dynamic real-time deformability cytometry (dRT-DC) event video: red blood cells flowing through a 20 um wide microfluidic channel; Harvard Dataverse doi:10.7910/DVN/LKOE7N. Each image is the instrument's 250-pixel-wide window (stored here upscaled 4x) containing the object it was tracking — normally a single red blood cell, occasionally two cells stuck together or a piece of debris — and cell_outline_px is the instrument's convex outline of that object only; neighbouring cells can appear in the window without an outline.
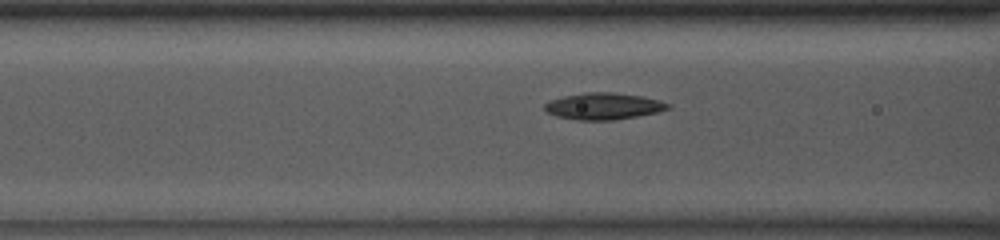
{"species": "common noctule bat (a hibernating species)", "species_latin": "Nyctalus noctula", "temperature_condition": "room temperature", "stored_images_in_passage": 52, "camera_frame_rate_fps": 3000, "um_per_image_px": 0.085, "animal": {"sex": "male", "body_mass_g": 13.0, "forearm_length_mm": 53.1}, "frame": {"image": 1, "passage_image": 22, "time_ms": 7.0, "image_size_px": [1000, 240], "cell_outline_px": [[672, 108], [656, 112], [636, 116], [612, 120], [576, 120], [556, 116], [548, 112], [544, 108], [544, 104], [548, 100], [564, 96], [588, 92], [612, 92], [640, 96], [672, 104]], "centroid_in_image_um": [51.27, 9.02], "position_along_channel_um": 115.3, "area_um2": 19.02}}
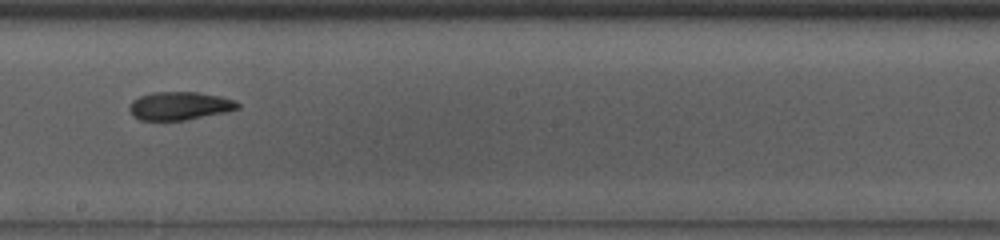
{"frame": {"image": 2, "passage_image": 31, "time_ms": 10.0, "image_size_px": [1000, 240], "cell_outline_px": [[240, 108], [224, 112], [184, 120], [140, 120], [132, 116], [128, 108], [132, 100], [140, 96], [152, 92], [196, 92], [220, 96], [232, 100], [240, 104]], "centroid_in_image_um": [15.22, 8.99], "position_along_channel_um": 233.0, "area_um2": 17.69}}
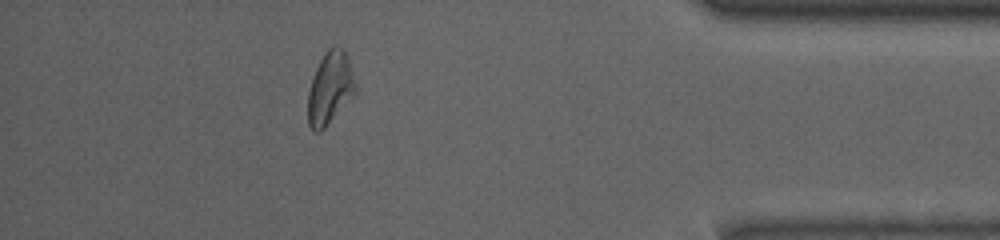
{"frame": {"image": 3, "passage_image": 47, "time_ms": 15.333, "image_size_px": [1000, 240], "cell_outline_px": [[356, 88], [324, 128], [320, 132], [316, 132], [308, 124], [308, 92], [312, 76], [320, 60], [328, 48], [332, 44], [336, 44], [344, 48], [348, 56], [356, 84]], "centroid_in_image_um": [28.02, 7.4], "position_along_channel_um": 407.2, "area_um2": 19.65}}